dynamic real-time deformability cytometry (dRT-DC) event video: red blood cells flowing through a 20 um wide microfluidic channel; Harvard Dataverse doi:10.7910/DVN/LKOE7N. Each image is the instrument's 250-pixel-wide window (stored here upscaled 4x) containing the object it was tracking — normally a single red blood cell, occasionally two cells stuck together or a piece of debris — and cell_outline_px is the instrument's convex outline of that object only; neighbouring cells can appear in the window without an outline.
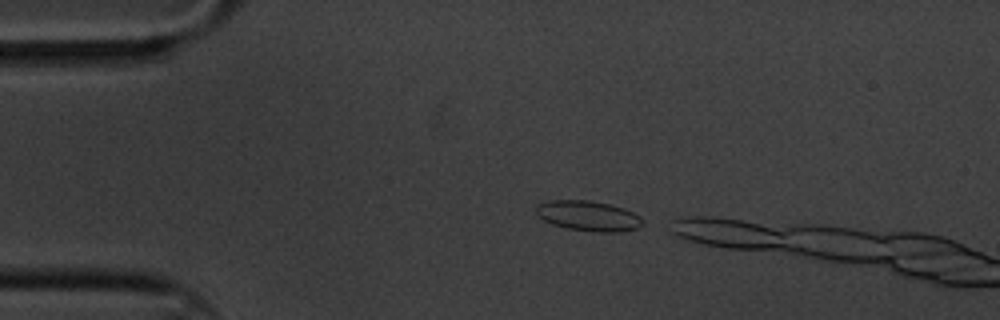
{"species": "common noctule bat (a hibernating species)", "species_latin": "Nyctalus noctula", "temperature_condition": "cold", "stored_images_in_passage": 4, "camera_frame_rate_fps": 3000, "um_per_image_px": 0.085, "animal": {"sex": "male", "body_mass_g": 20.1, "forearm_length_mm": 53.5}, "frame": {"image": 1, "passage_image": 4, "time_ms": 1.0, "image_size_px": [1000, 320], "cell_outline_px": [[644, 224], [636, 228], [620, 232], [592, 232], [568, 228], [552, 224], [536, 216], [536, 204], [552, 200], [588, 200], [608, 204], [624, 208], [640, 216], [644, 220]], "centroid_in_image_um": [50.0, 18.35], "position_along_channel_um": 35.0, "area_um2": 18.84}}